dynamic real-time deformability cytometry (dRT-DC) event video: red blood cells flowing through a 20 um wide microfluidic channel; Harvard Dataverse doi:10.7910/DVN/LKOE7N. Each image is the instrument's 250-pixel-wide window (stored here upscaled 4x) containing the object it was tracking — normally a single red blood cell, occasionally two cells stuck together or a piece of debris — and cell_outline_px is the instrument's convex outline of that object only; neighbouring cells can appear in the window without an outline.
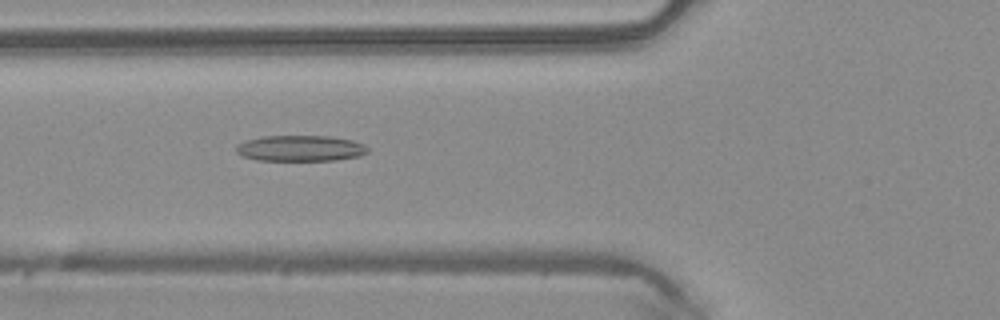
{"species": "common noctule bat (a hibernating species)", "species_latin": "Nyctalus noctula", "temperature_condition": "warm", "stored_images_in_passage": 35, "camera_frame_rate_fps": 3000, "um_per_image_px": 0.085, "animal": {"sex": "male", "body_mass_g": 20.4}, "frame": {"image": 1, "passage_image": 4, "time_ms": 1.0, "image_size_px": [1000, 320], "cell_outline_px": [[368, 152], [360, 156], [336, 160], [256, 160], [244, 156], [236, 152], [236, 148], [240, 144], [248, 140], [264, 136], [328, 136], [352, 140], [364, 144], [368, 148]], "centroid_in_image_um": [25.58, 12.61], "position_along_channel_um": 100.2, "area_um2": 19.65}}
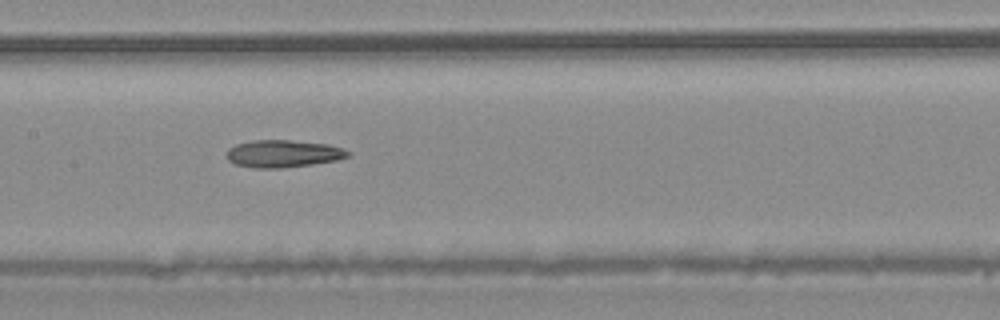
{"frame": {"image": 2, "passage_image": 10, "time_ms": 3.0, "image_size_px": [1000, 320], "cell_outline_px": [[352, 152], [348, 156], [336, 160], [312, 164], [280, 168], [252, 168], [236, 164], [228, 160], [228, 148], [236, 144], [252, 140], [288, 140], [328, 144], [344, 148]], "centroid_in_image_um": [24.08, 13.06], "position_along_channel_um": 183.3, "area_um2": 19.31}}
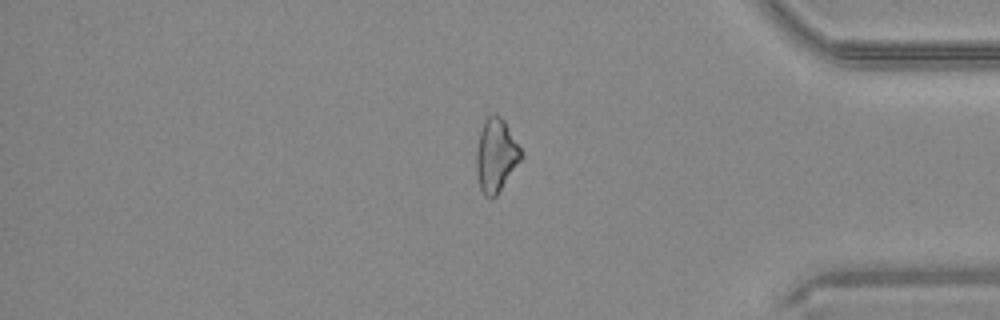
{"frame": {"image": 3, "passage_image": 27, "time_ms": 8.667, "image_size_px": [1000, 320], "cell_outline_px": [[524, 156], [496, 196], [492, 200], [488, 200], [484, 196], [480, 188], [476, 172], [476, 152], [480, 132], [484, 120], [492, 112], [496, 112], [504, 120], [524, 152]], "centroid_in_image_um": [42.17, 13.21], "position_along_channel_um": 393.0, "area_um2": 19.54}}